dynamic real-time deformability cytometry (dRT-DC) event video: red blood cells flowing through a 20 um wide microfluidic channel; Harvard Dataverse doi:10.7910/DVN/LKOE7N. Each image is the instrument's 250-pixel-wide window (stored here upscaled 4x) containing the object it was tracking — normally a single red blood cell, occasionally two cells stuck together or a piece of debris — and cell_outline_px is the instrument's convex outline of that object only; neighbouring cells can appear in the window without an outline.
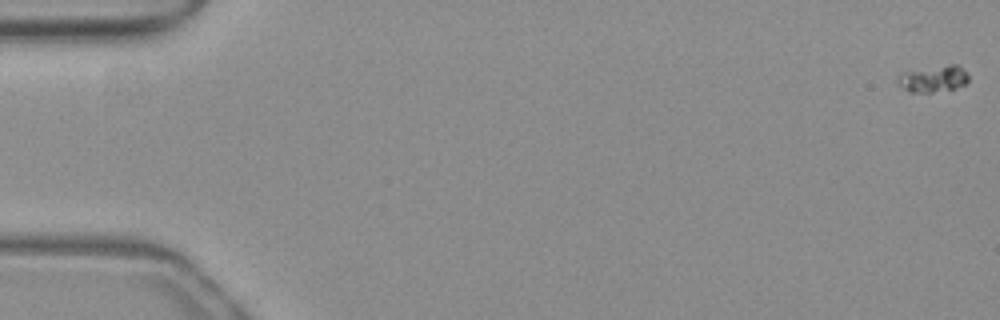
{"species": "common noctule bat (a hibernating species)", "species_latin": "Nyctalus noctula", "temperature_condition": "warm", "stored_images_in_passage": 44, "camera_frame_rate_fps": 3000, "um_per_image_px": 0.085, "animal": {"sex": "female", "body_mass_g": 19.3, "forearm_length_mm": 54.1}, "frame": {"image": 1, "passage_image": 1, "time_ms": 0.0, "image_size_px": [1000, 320], "cell_outline_px": [[968, 84], [956, 88], [932, 92], [908, 92], [900, 84], [900, 76], [904, 72], [948, 64], [956, 64], [968, 76]], "centroid_in_image_um": [79.4, 6.71], "position_along_channel_um": 5.6, "area_um2": 10.58}}
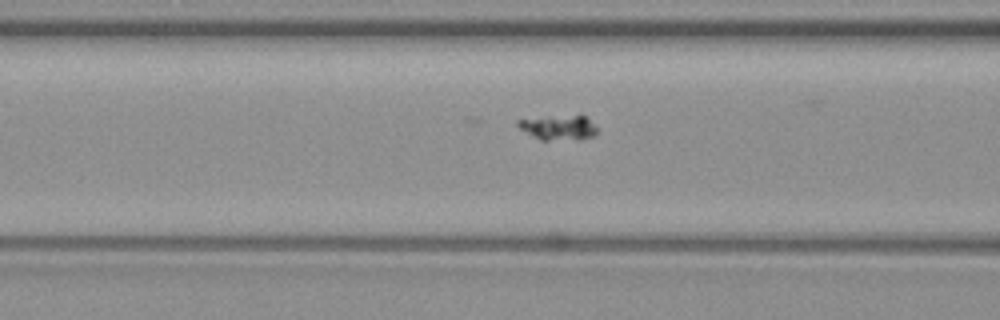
{"frame": {"image": 2, "passage_image": 22, "time_ms": 7.0, "image_size_px": [1000, 320], "cell_outline_px": [[596, 132], [592, 136], [580, 140], [540, 140], [532, 136], [520, 128], [516, 124], [516, 120], [580, 112], [596, 128]], "centroid_in_image_um": [47.47, 10.81], "position_along_channel_um": 119.1, "area_um2": 11.85}}
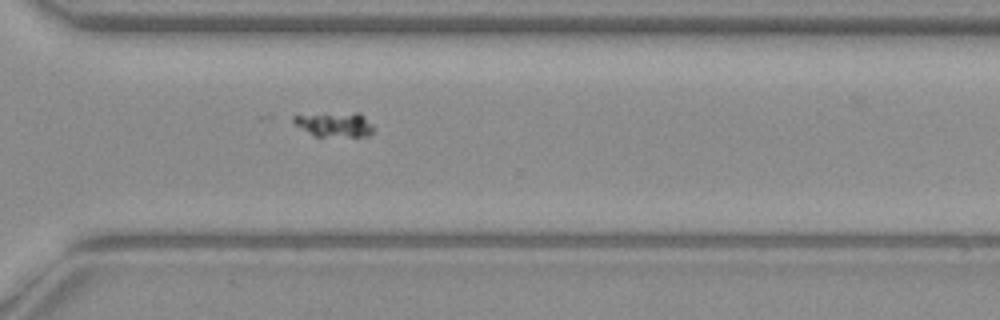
{"frame": {"image": 3, "passage_image": 39, "time_ms": 12.667, "image_size_px": [1000, 320], "cell_outline_px": [[372, 132], [368, 136], [316, 136], [308, 132], [296, 124], [292, 120], [292, 116], [356, 112], [360, 112], [372, 124]], "centroid_in_image_um": [28.49, 10.58], "position_along_channel_um": 342.1, "area_um2": 11.16}}